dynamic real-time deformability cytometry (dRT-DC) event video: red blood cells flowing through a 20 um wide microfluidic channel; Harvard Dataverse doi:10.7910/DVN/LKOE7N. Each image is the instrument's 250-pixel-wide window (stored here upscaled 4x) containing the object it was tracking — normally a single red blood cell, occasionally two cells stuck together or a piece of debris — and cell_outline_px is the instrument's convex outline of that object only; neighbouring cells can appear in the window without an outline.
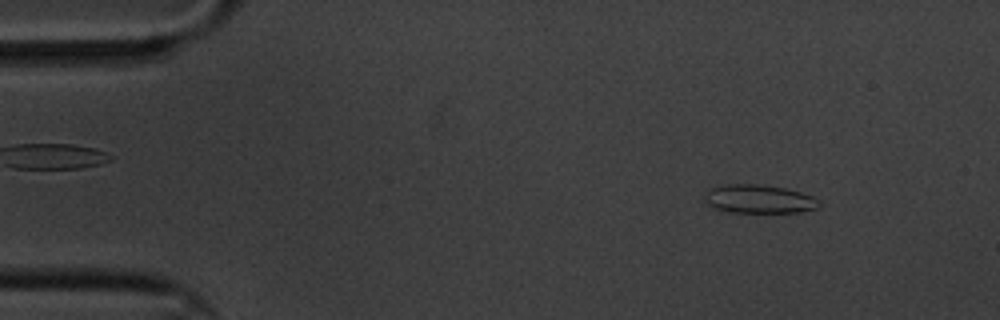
{"species": "common noctule bat (a hibernating species)", "species_latin": "Nyctalus noctula", "temperature_condition": "cold", "stored_images_in_passage": 59, "camera_frame_rate_fps": 3000, "um_per_image_px": 0.085, "animal": {"sex": "male", "body_mass_g": 20.1, "forearm_length_mm": 53.5}, "frame": {"image": 1, "passage_image": 6, "time_ms": 1.667, "image_size_px": [1000, 320], "cell_outline_px": [[820, 204], [816, 208], [800, 212], [728, 212], [712, 208], [704, 200], [704, 196], [708, 188], [724, 184], [756, 184], [784, 188], [800, 192], [812, 196], [820, 200]], "centroid_in_image_um": [64.46, 16.91], "position_along_channel_um": 20.5, "area_um2": 19.13}}
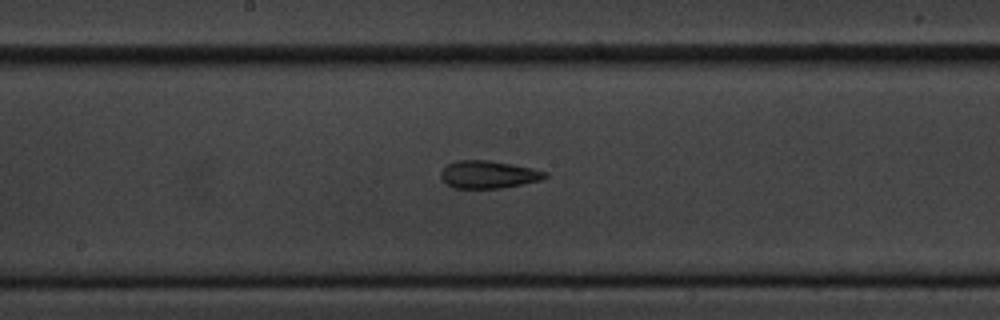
{"frame": {"image": 2, "passage_image": 30, "time_ms": 9.667, "image_size_px": [1000, 320], "cell_outline_px": [[548, 176], [540, 180], [500, 188], [452, 188], [440, 176], [440, 172], [448, 164], [456, 160], [488, 160], [512, 164], [532, 168], [548, 172]], "centroid_in_image_um": [41.51, 14.82], "position_along_channel_um": 206.7, "area_um2": 16.65}}
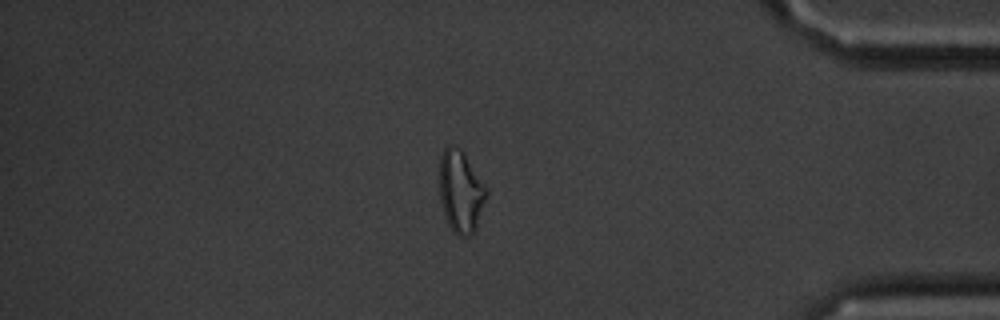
{"frame": {"image": 3, "passage_image": 50, "time_ms": 16.333, "image_size_px": [1000, 320], "cell_outline_px": [[488, 196], [476, 228], [468, 236], [456, 236], [448, 224], [444, 216], [440, 200], [440, 156], [444, 148], [448, 144], [452, 144], [460, 148], [464, 152], [488, 188]], "centroid_in_image_um": [39.18, 16.26], "position_along_channel_um": 396.0, "area_um2": 22.89}}